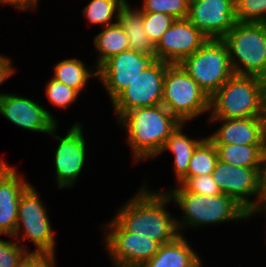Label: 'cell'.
I'll list each match as a JSON object with an SVG mask.
<instances>
[{
  "label": "cell",
  "instance_id": "4",
  "mask_svg": "<svg viewBox=\"0 0 266 267\" xmlns=\"http://www.w3.org/2000/svg\"><path fill=\"white\" fill-rule=\"evenodd\" d=\"M265 102L259 77L234 74L210 97L208 119L264 117Z\"/></svg>",
  "mask_w": 266,
  "mask_h": 267
},
{
  "label": "cell",
  "instance_id": "2",
  "mask_svg": "<svg viewBox=\"0 0 266 267\" xmlns=\"http://www.w3.org/2000/svg\"><path fill=\"white\" fill-rule=\"evenodd\" d=\"M117 122L126 129L134 162L160 155L168 137L181 123L162 104L133 109Z\"/></svg>",
  "mask_w": 266,
  "mask_h": 267
},
{
  "label": "cell",
  "instance_id": "6",
  "mask_svg": "<svg viewBox=\"0 0 266 267\" xmlns=\"http://www.w3.org/2000/svg\"><path fill=\"white\" fill-rule=\"evenodd\" d=\"M162 105L181 123L210 112V98L180 64L166 67Z\"/></svg>",
  "mask_w": 266,
  "mask_h": 267
},
{
  "label": "cell",
  "instance_id": "7",
  "mask_svg": "<svg viewBox=\"0 0 266 267\" xmlns=\"http://www.w3.org/2000/svg\"><path fill=\"white\" fill-rule=\"evenodd\" d=\"M180 65L209 98L234 75L228 47L222 39H208Z\"/></svg>",
  "mask_w": 266,
  "mask_h": 267
},
{
  "label": "cell",
  "instance_id": "16",
  "mask_svg": "<svg viewBox=\"0 0 266 267\" xmlns=\"http://www.w3.org/2000/svg\"><path fill=\"white\" fill-rule=\"evenodd\" d=\"M0 115L20 128L47 135L58 126V121L47 109L16 93H0Z\"/></svg>",
  "mask_w": 266,
  "mask_h": 267
},
{
  "label": "cell",
  "instance_id": "20",
  "mask_svg": "<svg viewBox=\"0 0 266 267\" xmlns=\"http://www.w3.org/2000/svg\"><path fill=\"white\" fill-rule=\"evenodd\" d=\"M186 123H180L170 134L161 153L170 151L174 155L173 170L177 184L187 175L190 159L196 147L206 138L193 139L183 133Z\"/></svg>",
  "mask_w": 266,
  "mask_h": 267
},
{
  "label": "cell",
  "instance_id": "17",
  "mask_svg": "<svg viewBox=\"0 0 266 267\" xmlns=\"http://www.w3.org/2000/svg\"><path fill=\"white\" fill-rule=\"evenodd\" d=\"M30 186L15 167L0 158V235L13 237L20 198Z\"/></svg>",
  "mask_w": 266,
  "mask_h": 267
},
{
  "label": "cell",
  "instance_id": "35",
  "mask_svg": "<svg viewBox=\"0 0 266 267\" xmlns=\"http://www.w3.org/2000/svg\"><path fill=\"white\" fill-rule=\"evenodd\" d=\"M0 4H8L24 11L28 9L35 10L38 5V0H0Z\"/></svg>",
  "mask_w": 266,
  "mask_h": 267
},
{
  "label": "cell",
  "instance_id": "38",
  "mask_svg": "<svg viewBox=\"0 0 266 267\" xmlns=\"http://www.w3.org/2000/svg\"><path fill=\"white\" fill-rule=\"evenodd\" d=\"M262 211L266 212V206H262L260 209H258L257 211H255L251 216L254 217V215H256V213L258 214L259 212L261 214Z\"/></svg>",
  "mask_w": 266,
  "mask_h": 267
},
{
  "label": "cell",
  "instance_id": "27",
  "mask_svg": "<svg viewBox=\"0 0 266 267\" xmlns=\"http://www.w3.org/2000/svg\"><path fill=\"white\" fill-rule=\"evenodd\" d=\"M190 0H144L142 13H165L175 19L188 17Z\"/></svg>",
  "mask_w": 266,
  "mask_h": 267
},
{
  "label": "cell",
  "instance_id": "1",
  "mask_svg": "<svg viewBox=\"0 0 266 267\" xmlns=\"http://www.w3.org/2000/svg\"><path fill=\"white\" fill-rule=\"evenodd\" d=\"M113 218L125 231L144 235L160 245L175 241L181 234L177 218L167 211L170 197L164 191L142 186Z\"/></svg>",
  "mask_w": 266,
  "mask_h": 267
},
{
  "label": "cell",
  "instance_id": "31",
  "mask_svg": "<svg viewBox=\"0 0 266 267\" xmlns=\"http://www.w3.org/2000/svg\"><path fill=\"white\" fill-rule=\"evenodd\" d=\"M16 240L4 241L0 239V267H21L24 257L29 251Z\"/></svg>",
  "mask_w": 266,
  "mask_h": 267
},
{
  "label": "cell",
  "instance_id": "10",
  "mask_svg": "<svg viewBox=\"0 0 266 267\" xmlns=\"http://www.w3.org/2000/svg\"><path fill=\"white\" fill-rule=\"evenodd\" d=\"M102 227L106 233L103 242L113 266L141 267L160 248V244L149 237L125 231L114 219Z\"/></svg>",
  "mask_w": 266,
  "mask_h": 267
},
{
  "label": "cell",
  "instance_id": "32",
  "mask_svg": "<svg viewBox=\"0 0 266 267\" xmlns=\"http://www.w3.org/2000/svg\"><path fill=\"white\" fill-rule=\"evenodd\" d=\"M178 184H181L187 191L200 195L214 196L222 193L213 180L212 174L183 178Z\"/></svg>",
  "mask_w": 266,
  "mask_h": 267
},
{
  "label": "cell",
  "instance_id": "30",
  "mask_svg": "<svg viewBox=\"0 0 266 267\" xmlns=\"http://www.w3.org/2000/svg\"><path fill=\"white\" fill-rule=\"evenodd\" d=\"M46 95L54 106L67 109L76 102L79 92L55 79H51L46 86Z\"/></svg>",
  "mask_w": 266,
  "mask_h": 267
},
{
  "label": "cell",
  "instance_id": "8",
  "mask_svg": "<svg viewBox=\"0 0 266 267\" xmlns=\"http://www.w3.org/2000/svg\"><path fill=\"white\" fill-rule=\"evenodd\" d=\"M46 209L37 190L31 185L21 195L16 230L11 238L24 239V242L29 238L36 247L34 252H56L55 236Z\"/></svg>",
  "mask_w": 266,
  "mask_h": 267
},
{
  "label": "cell",
  "instance_id": "34",
  "mask_svg": "<svg viewBox=\"0 0 266 267\" xmlns=\"http://www.w3.org/2000/svg\"><path fill=\"white\" fill-rule=\"evenodd\" d=\"M12 65L11 58L0 55V85L15 73V67H12Z\"/></svg>",
  "mask_w": 266,
  "mask_h": 267
},
{
  "label": "cell",
  "instance_id": "37",
  "mask_svg": "<svg viewBox=\"0 0 266 267\" xmlns=\"http://www.w3.org/2000/svg\"><path fill=\"white\" fill-rule=\"evenodd\" d=\"M260 79V83L262 85V88L264 90V93L266 95V68L264 70V72L259 76Z\"/></svg>",
  "mask_w": 266,
  "mask_h": 267
},
{
  "label": "cell",
  "instance_id": "21",
  "mask_svg": "<svg viewBox=\"0 0 266 267\" xmlns=\"http://www.w3.org/2000/svg\"><path fill=\"white\" fill-rule=\"evenodd\" d=\"M128 1L120 8L118 22L128 37L130 49L155 56V45L147 37L143 28L142 11L132 9Z\"/></svg>",
  "mask_w": 266,
  "mask_h": 267
},
{
  "label": "cell",
  "instance_id": "14",
  "mask_svg": "<svg viewBox=\"0 0 266 267\" xmlns=\"http://www.w3.org/2000/svg\"><path fill=\"white\" fill-rule=\"evenodd\" d=\"M187 19L207 38L222 39L237 22L235 0H190Z\"/></svg>",
  "mask_w": 266,
  "mask_h": 267
},
{
  "label": "cell",
  "instance_id": "18",
  "mask_svg": "<svg viewBox=\"0 0 266 267\" xmlns=\"http://www.w3.org/2000/svg\"><path fill=\"white\" fill-rule=\"evenodd\" d=\"M223 121L218 130L207 136L214 144L266 145L265 118L208 119Z\"/></svg>",
  "mask_w": 266,
  "mask_h": 267
},
{
  "label": "cell",
  "instance_id": "29",
  "mask_svg": "<svg viewBox=\"0 0 266 267\" xmlns=\"http://www.w3.org/2000/svg\"><path fill=\"white\" fill-rule=\"evenodd\" d=\"M143 28L147 37L156 45L162 35L176 20L165 13H142Z\"/></svg>",
  "mask_w": 266,
  "mask_h": 267
},
{
  "label": "cell",
  "instance_id": "3",
  "mask_svg": "<svg viewBox=\"0 0 266 267\" xmlns=\"http://www.w3.org/2000/svg\"><path fill=\"white\" fill-rule=\"evenodd\" d=\"M176 185L177 187H172L166 193L171 201L182 210L183 219L180 221L176 219L181 235H183L181 230L186 226L198 228L199 226L240 221L252 217L229 195L223 193L214 196L200 195L187 191L181 184Z\"/></svg>",
  "mask_w": 266,
  "mask_h": 267
},
{
  "label": "cell",
  "instance_id": "13",
  "mask_svg": "<svg viewBox=\"0 0 266 267\" xmlns=\"http://www.w3.org/2000/svg\"><path fill=\"white\" fill-rule=\"evenodd\" d=\"M153 61L155 56L129 49L106 60L97 69V79L101 80L112 102Z\"/></svg>",
  "mask_w": 266,
  "mask_h": 267
},
{
  "label": "cell",
  "instance_id": "5",
  "mask_svg": "<svg viewBox=\"0 0 266 267\" xmlns=\"http://www.w3.org/2000/svg\"><path fill=\"white\" fill-rule=\"evenodd\" d=\"M234 74L259 77L266 68V23L236 22L222 38Z\"/></svg>",
  "mask_w": 266,
  "mask_h": 267
},
{
  "label": "cell",
  "instance_id": "28",
  "mask_svg": "<svg viewBox=\"0 0 266 267\" xmlns=\"http://www.w3.org/2000/svg\"><path fill=\"white\" fill-rule=\"evenodd\" d=\"M238 22L266 23V0H235Z\"/></svg>",
  "mask_w": 266,
  "mask_h": 267
},
{
  "label": "cell",
  "instance_id": "40",
  "mask_svg": "<svg viewBox=\"0 0 266 267\" xmlns=\"http://www.w3.org/2000/svg\"><path fill=\"white\" fill-rule=\"evenodd\" d=\"M264 118H265V132H266V102H265V114H264Z\"/></svg>",
  "mask_w": 266,
  "mask_h": 267
},
{
  "label": "cell",
  "instance_id": "23",
  "mask_svg": "<svg viewBox=\"0 0 266 267\" xmlns=\"http://www.w3.org/2000/svg\"><path fill=\"white\" fill-rule=\"evenodd\" d=\"M93 42L98 52L95 69H98L110 57L130 49L128 37L118 21L103 27Z\"/></svg>",
  "mask_w": 266,
  "mask_h": 267
},
{
  "label": "cell",
  "instance_id": "26",
  "mask_svg": "<svg viewBox=\"0 0 266 267\" xmlns=\"http://www.w3.org/2000/svg\"><path fill=\"white\" fill-rule=\"evenodd\" d=\"M126 0H91L84 8L83 15L92 25L101 24L102 28L118 21L120 8ZM116 14L115 22L112 21Z\"/></svg>",
  "mask_w": 266,
  "mask_h": 267
},
{
  "label": "cell",
  "instance_id": "24",
  "mask_svg": "<svg viewBox=\"0 0 266 267\" xmlns=\"http://www.w3.org/2000/svg\"><path fill=\"white\" fill-rule=\"evenodd\" d=\"M91 69L80 59H66L55 64L52 78L80 93L86 87L89 78L97 77L98 70Z\"/></svg>",
  "mask_w": 266,
  "mask_h": 267
},
{
  "label": "cell",
  "instance_id": "22",
  "mask_svg": "<svg viewBox=\"0 0 266 267\" xmlns=\"http://www.w3.org/2000/svg\"><path fill=\"white\" fill-rule=\"evenodd\" d=\"M214 145L218 159L224 163L248 168H264L266 145Z\"/></svg>",
  "mask_w": 266,
  "mask_h": 267
},
{
  "label": "cell",
  "instance_id": "25",
  "mask_svg": "<svg viewBox=\"0 0 266 267\" xmlns=\"http://www.w3.org/2000/svg\"><path fill=\"white\" fill-rule=\"evenodd\" d=\"M218 153L214 143L206 137L195 149L184 178L213 174L218 161Z\"/></svg>",
  "mask_w": 266,
  "mask_h": 267
},
{
  "label": "cell",
  "instance_id": "9",
  "mask_svg": "<svg viewBox=\"0 0 266 267\" xmlns=\"http://www.w3.org/2000/svg\"><path fill=\"white\" fill-rule=\"evenodd\" d=\"M262 174L263 168L241 167L218 160L212 176L223 194L233 197L252 215L262 207Z\"/></svg>",
  "mask_w": 266,
  "mask_h": 267
},
{
  "label": "cell",
  "instance_id": "12",
  "mask_svg": "<svg viewBox=\"0 0 266 267\" xmlns=\"http://www.w3.org/2000/svg\"><path fill=\"white\" fill-rule=\"evenodd\" d=\"M58 126L49 135H53L59 144L55 151V178L59 189L70 188L75 185L84 168L87 150L83 135V126L74 123L64 137L55 135Z\"/></svg>",
  "mask_w": 266,
  "mask_h": 267
},
{
  "label": "cell",
  "instance_id": "39",
  "mask_svg": "<svg viewBox=\"0 0 266 267\" xmlns=\"http://www.w3.org/2000/svg\"><path fill=\"white\" fill-rule=\"evenodd\" d=\"M202 265H203L202 260H200L194 267H203Z\"/></svg>",
  "mask_w": 266,
  "mask_h": 267
},
{
  "label": "cell",
  "instance_id": "11",
  "mask_svg": "<svg viewBox=\"0 0 266 267\" xmlns=\"http://www.w3.org/2000/svg\"><path fill=\"white\" fill-rule=\"evenodd\" d=\"M169 63L155 60L113 101L116 119L128 111L162 104L163 82Z\"/></svg>",
  "mask_w": 266,
  "mask_h": 267
},
{
  "label": "cell",
  "instance_id": "19",
  "mask_svg": "<svg viewBox=\"0 0 266 267\" xmlns=\"http://www.w3.org/2000/svg\"><path fill=\"white\" fill-rule=\"evenodd\" d=\"M201 260L184 235L160 245L158 252L141 267H194Z\"/></svg>",
  "mask_w": 266,
  "mask_h": 267
},
{
  "label": "cell",
  "instance_id": "33",
  "mask_svg": "<svg viewBox=\"0 0 266 267\" xmlns=\"http://www.w3.org/2000/svg\"><path fill=\"white\" fill-rule=\"evenodd\" d=\"M55 252L30 251L24 257L21 267H55Z\"/></svg>",
  "mask_w": 266,
  "mask_h": 267
},
{
  "label": "cell",
  "instance_id": "15",
  "mask_svg": "<svg viewBox=\"0 0 266 267\" xmlns=\"http://www.w3.org/2000/svg\"><path fill=\"white\" fill-rule=\"evenodd\" d=\"M208 39L187 18L176 19L155 45V60L180 64Z\"/></svg>",
  "mask_w": 266,
  "mask_h": 267
},
{
  "label": "cell",
  "instance_id": "36",
  "mask_svg": "<svg viewBox=\"0 0 266 267\" xmlns=\"http://www.w3.org/2000/svg\"><path fill=\"white\" fill-rule=\"evenodd\" d=\"M262 206H266V156L262 174Z\"/></svg>",
  "mask_w": 266,
  "mask_h": 267
}]
</instances>
